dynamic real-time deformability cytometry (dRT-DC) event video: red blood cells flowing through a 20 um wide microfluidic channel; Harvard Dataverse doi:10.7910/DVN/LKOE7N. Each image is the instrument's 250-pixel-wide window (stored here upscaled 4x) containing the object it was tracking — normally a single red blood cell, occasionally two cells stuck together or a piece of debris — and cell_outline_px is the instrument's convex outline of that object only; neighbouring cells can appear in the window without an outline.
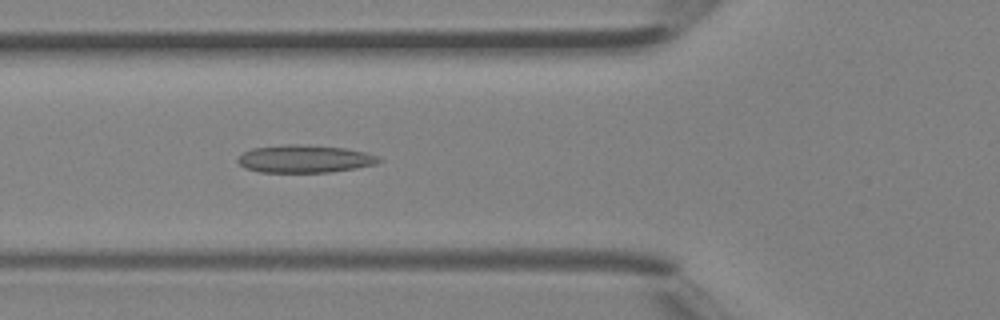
{"species": "Egyptian fruit bat (a non-hibernating species)", "species_latin": "Rousettus aegyptiacus", "temperature_condition": "room temperature", "stored_images_in_passage": 32, "camera_frame_rate_fps": 3000, "um_per_image_px": 0.085, "animal": {"sex": "female"}, "frame": {"image": 1, "passage_image": 7, "time_ms": 2.0, "image_size_px": [1000, 320], "cell_outline_px": [[384, 160], [376, 164], [356, 168], [328, 172], [260, 172], [244, 168], [236, 160], [244, 152], [252, 148], [292, 144], [296, 144], [344, 148], [364, 152], [380, 156]], "centroid_in_image_um": [25.92, 13.51], "position_along_channel_um": 99.9, "area_um2": 22.66}}
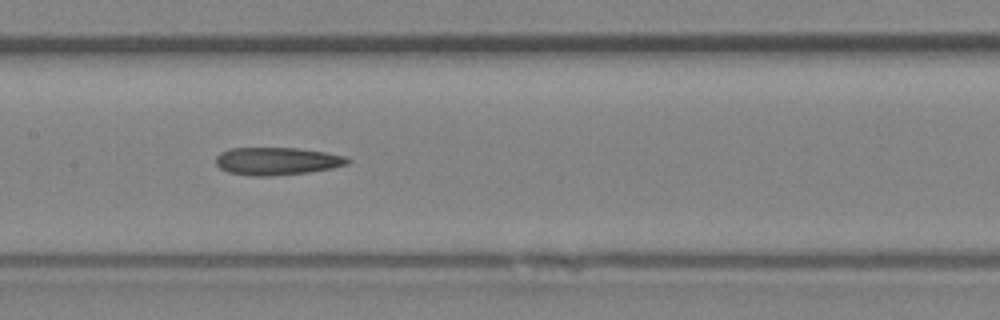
{"frame": {"image": 2, "passage_image": 12, "time_ms": 3.667, "image_size_px": [1000, 320], "cell_outline_px": [[352, 160], [348, 164], [332, 168], [308, 172], [268, 176], [252, 176], [228, 172], [220, 168], [216, 164], [216, 156], [220, 152], [228, 148], [296, 148], [324, 152], [348, 156]], "centroid_in_image_um": [23.55, 13.69], "position_along_channel_um": 183.9, "area_um2": 21.33}}
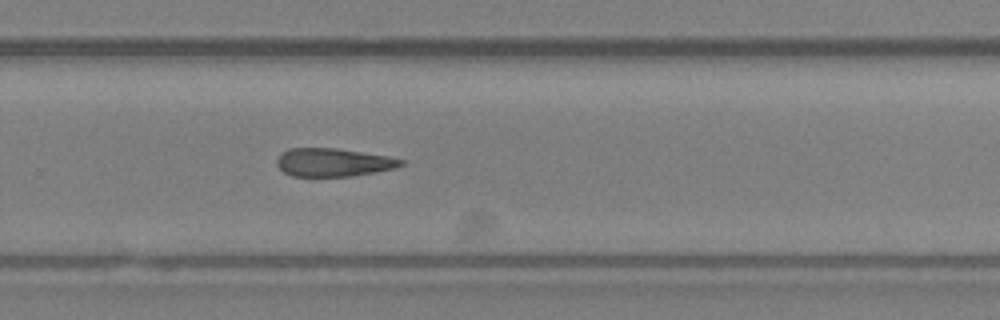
{"frame": {"image": 3, "passage_image": 19, "time_ms": 6.0, "image_size_px": [1000, 320], "cell_outline_px": [[404, 164], [396, 168], [348, 176], [292, 176], [284, 172], [276, 164], [276, 160], [280, 152], [288, 148], [336, 148], [388, 156], [404, 160]], "centroid_in_image_um": [28.29, 13.79], "position_along_channel_um": 301.5, "area_um2": 20.35}}